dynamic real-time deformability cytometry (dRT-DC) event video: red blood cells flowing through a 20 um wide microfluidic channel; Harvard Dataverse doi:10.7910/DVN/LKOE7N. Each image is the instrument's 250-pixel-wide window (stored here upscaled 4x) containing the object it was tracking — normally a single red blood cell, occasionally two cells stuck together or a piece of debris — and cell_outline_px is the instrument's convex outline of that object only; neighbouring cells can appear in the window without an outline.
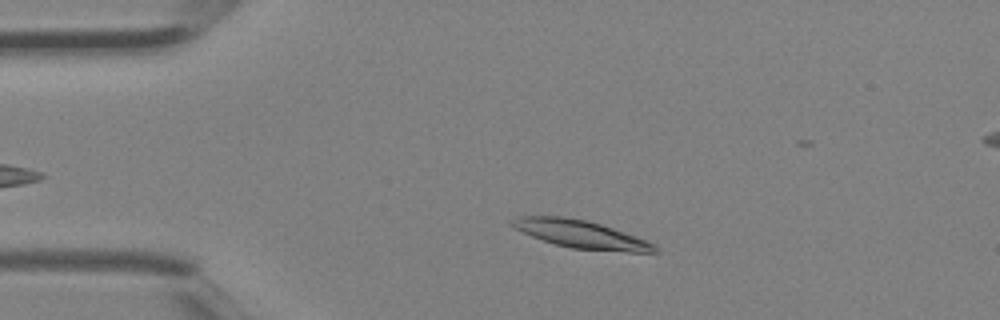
{"species": "Egyptian fruit bat (a non-hibernating species)", "species_latin": "Rousettus aegyptiacus", "temperature_condition": "room temperature", "stored_images_in_passage": 3, "camera_frame_rate_fps": 3000, "um_per_image_px": 0.085, "animal": {"sex": "female"}, "frame": {"image": 1, "passage_image": 1, "time_ms": 0.0, "image_size_px": [1000, 320], "cell_outline_px": [[660, 252], [628, 252], [572, 248], [556, 244], [532, 236], [508, 224], [512, 220], [520, 216], [560, 216], [588, 220], [648, 240], [656, 244]], "centroid_in_image_um": [49.44, 19.91], "position_along_channel_um": 35.6, "area_um2": 22.95}}